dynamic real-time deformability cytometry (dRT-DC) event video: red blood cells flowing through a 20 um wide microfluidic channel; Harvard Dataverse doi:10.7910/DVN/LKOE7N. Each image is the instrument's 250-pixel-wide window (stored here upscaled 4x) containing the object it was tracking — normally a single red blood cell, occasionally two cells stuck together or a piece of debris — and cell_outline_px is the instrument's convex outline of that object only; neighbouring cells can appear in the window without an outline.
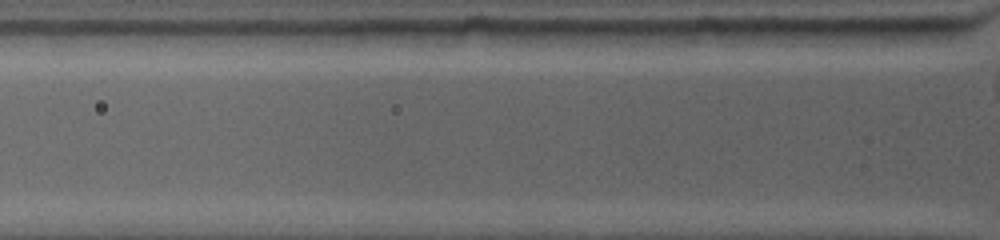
{"species": "common noctule bat (a hibernating species)", "species_latin": "Nyctalus noctula", "temperature_condition": "warm", "stored_images_in_passage": 2, "camera_frame_rate_fps": 4500, "um_per_image_px": 0.085, "animal": {"sex": "female", "body_mass_g": 19.0, "forearm_length_mm": 53.3}, "frame": {"image": 1, "passage_image": 2, "time_ms": 0.667, "image_size_px": [1000, 240], "cell_outline_px": [[816, 32], [808, 44], [752, 48], [684, 48], [672, 32], [692, 28], [816, 28]], "centroid_in_image_um": [63.19, 3.18], "position_along_channel_um": 62.6, "area_um2": 18.44}}